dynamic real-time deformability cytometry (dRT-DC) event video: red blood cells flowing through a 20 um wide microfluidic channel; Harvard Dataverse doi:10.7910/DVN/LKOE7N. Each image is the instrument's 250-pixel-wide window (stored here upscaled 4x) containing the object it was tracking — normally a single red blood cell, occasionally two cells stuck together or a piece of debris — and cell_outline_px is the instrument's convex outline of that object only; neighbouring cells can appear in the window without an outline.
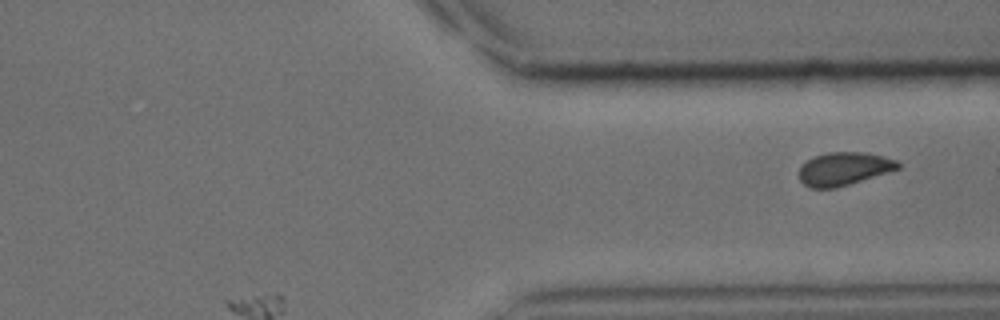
{"species": "common noctule bat (a hibernating species)", "species_latin": "Nyctalus noctula", "temperature_condition": "cold", "stored_images_in_passage": 27, "segment_of_instrument_passage": [2, 2], "camera_frame_rate_fps": 3000, "um_per_image_px": 0.085, "animal": {"sex": "male", "body_mass_g": 15.6}, "frame": {"image": 1, "passage_image": 27, "time_ms": 8.667, "image_size_px": [1000, 320], "cell_outline_px": [[900, 168], [836, 188], [812, 188], [804, 184], [800, 180], [800, 168], [808, 160], [816, 156], [828, 152], [864, 152], [896, 160], [900, 164]], "centroid_in_image_um": [71.73, 14.35], "position_along_channel_um": 339.7, "area_um2": 18.67}}